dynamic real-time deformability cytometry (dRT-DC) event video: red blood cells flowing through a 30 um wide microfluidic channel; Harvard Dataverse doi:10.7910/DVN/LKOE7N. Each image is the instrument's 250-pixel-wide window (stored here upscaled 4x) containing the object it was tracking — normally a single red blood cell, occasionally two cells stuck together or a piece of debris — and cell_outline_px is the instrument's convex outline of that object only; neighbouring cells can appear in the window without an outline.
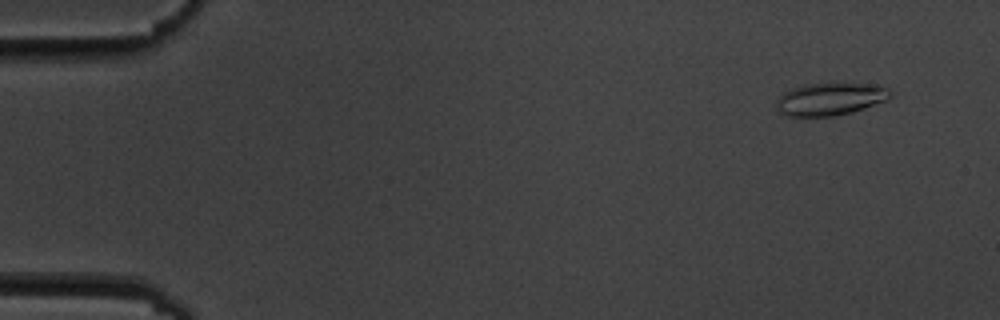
{"species": "common noctule bat (a hibernating species)", "species_latin": "Nyctalus noctula", "temperature_condition": "cold", "stored_images_in_passage": 5, "camera_frame_rate_fps": 3000, "um_per_image_px": 0.085, "animal": {"sex": "male", "body_mass_g": 19.5, "forearm_length_mm": 54.6}, "frame": {"image": 1, "passage_image": 2, "time_ms": 1.333, "image_size_px": [1000, 320], "cell_outline_px": [[892, 96], [888, 100], [852, 112], [832, 116], [784, 116], [776, 108], [776, 100], [784, 92], [792, 88], [804, 84], [832, 80], [880, 84], [888, 88], [892, 92]], "centroid_in_image_um": [70.62, 8.35], "position_along_channel_um": 14.4, "area_um2": 22.77}}